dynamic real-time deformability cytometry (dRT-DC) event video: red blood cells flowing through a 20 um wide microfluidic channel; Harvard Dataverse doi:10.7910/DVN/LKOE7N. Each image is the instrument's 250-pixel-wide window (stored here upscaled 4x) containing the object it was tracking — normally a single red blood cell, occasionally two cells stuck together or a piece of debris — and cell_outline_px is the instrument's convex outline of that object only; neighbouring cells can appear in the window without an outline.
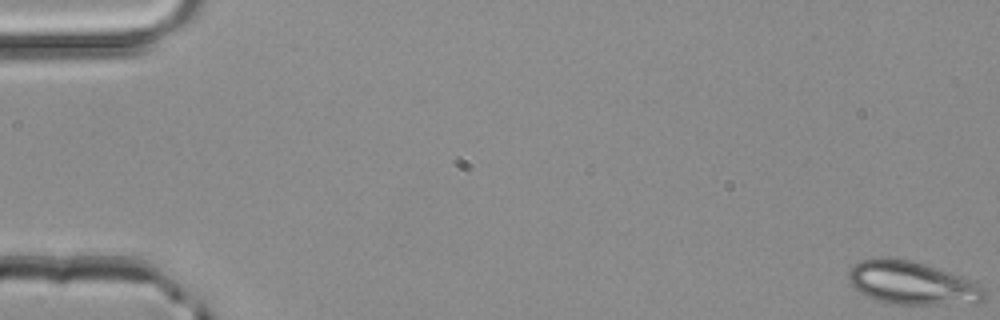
{"species": "common noctule bat (a hibernating species)", "species_latin": "Nyctalus noctula", "temperature_condition": "room temperature", "stored_images_in_passage": 4, "camera_frame_rate_fps": 3000, "um_per_image_px": 0.085, "animal": {"sex": "male", "body_mass_g": 20.4}, "frame": {"image": 1, "passage_image": 1, "time_ms": 0.0, "image_size_px": [1000, 320], "cell_outline_px": [[984, 300], [976, 304], [896, 304], [876, 300], [852, 288], [848, 284], [848, 272], [860, 260], [880, 256], [888, 256], [908, 260], [924, 264], [972, 280], [984, 288]], "centroid_in_image_um": [77.5, 24.06], "position_along_channel_um": 7.5, "area_um2": 34.39}}